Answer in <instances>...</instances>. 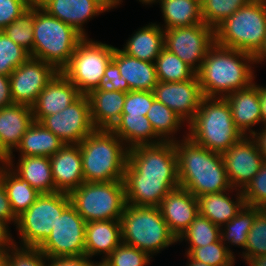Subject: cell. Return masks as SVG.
<instances>
[{"label": "cell", "instance_id": "obj_2", "mask_svg": "<svg viewBox=\"0 0 266 266\" xmlns=\"http://www.w3.org/2000/svg\"><path fill=\"white\" fill-rule=\"evenodd\" d=\"M254 67L253 55L214 43L196 72L203 96L224 98L250 86Z\"/></svg>", "mask_w": 266, "mask_h": 266}, {"label": "cell", "instance_id": "obj_15", "mask_svg": "<svg viewBox=\"0 0 266 266\" xmlns=\"http://www.w3.org/2000/svg\"><path fill=\"white\" fill-rule=\"evenodd\" d=\"M57 73L51 65L30 57L9 76L13 103L32 107Z\"/></svg>", "mask_w": 266, "mask_h": 266}, {"label": "cell", "instance_id": "obj_41", "mask_svg": "<svg viewBox=\"0 0 266 266\" xmlns=\"http://www.w3.org/2000/svg\"><path fill=\"white\" fill-rule=\"evenodd\" d=\"M30 53L0 31V74H10L30 58Z\"/></svg>", "mask_w": 266, "mask_h": 266}, {"label": "cell", "instance_id": "obj_5", "mask_svg": "<svg viewBox=\"0 0 266 266\" xmlns=\"http://www.w3.org/2000/svg\"><path fill=\"white\" fill-rule=\"evenodd\" d=\"M187 127L189 138L219 154L226 152L243 137L234 124L230 105L220 97H204Z\"/></svg>", "mask_w": 266, "mask_h": 266}, {"label": "cell", "instance_id": "obj_37", "mask_svg": "<svg viewBox=\"0 0 266 266\" xmlns=\"http://www.w3.org/2000/svg\"><path fill=\"white\" fill-rule=\"evenodd\" d=\"M221 227L213 224L208 218L198 214L194 221L188 226L178 238V242L184 240L188 248L207 246L221 239Z\"/></svg>", "mask_w": 266, "mask_h": 266}, {"label": "cell", "instance_id": "obj_50", "mask_svg": "<svg viewBox=\"0 0 266 266\" xmlns=\"http://www.w3.org/2000/svg\"><path fill=\"white\" fill-rule=\"evenodd\" d=\"M0 219L6 221L9 225L14 223L16 226L17 217L11 210L7 192L1 182V167H0ZM12 222V223H11Z\"/></svg>", "mask_w": 266, "mask_h": 266}, {"label": "cell", "instance_id": "obj_36", "mask_svg": "<svg viewBox=\"0 0 266 266\" xmlns=\"http://www.w3.org/2000/svg\"><path fill=\"white\" fill-rule=\"evenodd\" d=\"M154 64L158 81L161 82H183L196 75V71L192 67L165 47Z\"/></svg>", "mask_w": 266, "mask_h": 266}, {"label": "cell", "instance_id": "obj_45", "mask_svg": "<svg viewBox=\"0 0 266 266\" xmlns=\"http://www.w3.org/2000/svg\"><path fill=\"white\" fill-rule=\"evenodd\" d=\"M245 205L266 209V161L242 190Z\"/></svg>", "mask_w": 266, "mask_h": 266}, {"label": "cell", "instance_id": "obj_55", "mask_svg": "<svg viewBox=\"0 0 266 266\" xmlns=\"http://www.w3.org/2000/svg\"><path fill=\"white\" fill-rule=\"evenodd\" d=\"M11 154L3 146L0 138V167L7 166L11 160Z\"/></svg>", "mask_w": 266, "mask_h": 266}, {"label": "cell", "instance_id": "obj_31", "mask_svg": "<svg viewBox=\"0 0 266 266\" xmlns=\"http://www.w3.org/2000/svg\"><path fill=\"white\" fill-rule=\"evenodd\" d=\"M161 8L164 30L177 27H190L204 23L201 0H157Z\"/></svg>", "mask_w": 266, "mask_h": 266}, {"label": "cell", "instance_id": "obj_18", "mask_svg": "<svg viewBox=\"0 0 266 266\" xmlns=\"http://www.w3.org/2000/svg\"><path fill=\"white\" fill-rule=\"evenodd\" d=\"M48 14L73 27L83 37H88L85 23L113 9L106 0H35Z\"/></svg>", "mask_w": 266, "mask_h": 266}, {"label": "cell", "instance_id": "obj_34", "mask_svg": "<svg viewBox=\"0 0 266 266\" xmlns=\"http://www.w3.org/2000/svg\"><path fill=\"white\" fill-rule=\"evenodd\" d=\"M262 208L244 206L240 212L228 223L221 227V241L227 246L228 250L234 255L231 245L240 247L242 251L247 243V236L256 218V215ZM228 244V245H227Z\"/></svg>", "mask_w": 266, "mask_h": 266}, {"label": "cell", "instance_id": "obj_59", "mask_svg": "<svg viewBox=\"0 0 266 266\" xmlns=\"http://www.w3.org/2000/svg\"><path fill=\"white\" fill-rule=\"evenodd\" d=\"M6 251L0 250V266H5Z\"/></svg>", "mask_w": 266, "mask_h": 266}, {"label": "cell", "instance_id": "obj_53", "mask_svg": "<svg viewBox=\"0 0 266 266\" xmlns=\"http://www.w3.org/2000/svg\"><path fill=\"white\" fill-rule=\"evenodd\" d=\"M260 131H255L252 138L256 141L258 149L262 154L264 161H266V126H262Z\"/></svg>", "mask_w": 266, "mask_h": 266}, {"label": "cell", "instance_id": "obj_22", "mask_svg": "<svg viewBox=\"0 0 266 266\" xmlns=\"http://www.w3.org/2000/svg\"><path fill=\"white\" fill-rule=\"evenodd\" d=\"M224 98L230 105L236 128L243 136H252L255 132L253 127L262 123L258 84L254 81L250 86Z\"/></svg>", "mask_w": 266, "mask_h": 266}, {"label": "cell", "instance_id": "obj_28", "mask_svg": "<svg viewBox=\"0 0 266 266\" xmlns=\"http://www.w3.org/2000/svg\"><path fill=\"white\" fill-rule=\"evenodd\" d=\"M8 166L21 178L27 180L40 194L55 193L50 157L46 156H19L15 165L13 158Z\"/></svg>", "mask_w": 266, "mask_h": 266}, {"label": "cell", "instance_id": "obj_42", "mask_svg": "<svg viewBox=\"0 0 266 266\" xmlns=\"http://www.w3.org/2000/svg\"><path fill=\"white\" fill-rule=\"evenodd\" d=\"M241 258L247 259L266 254V209H262L252 224L247 236V243Z\"/></svg>", "mask_w": 266, "mask_h": 266}, {"label": "cell", "instance_id": "obj_56", "mask_svg": "<svg viewBox=\"0 0 266 266\" xmlns=\"http://www.w3.org/2000/svg\"><path fill=\"white\" fill-rule=\"evenodd\" d=\"M255 65L266 62V37L260 50L254 55ZM264 62V63H263Z\"/></svg>", "mask_w": 266, "mask_h": 266}, {"label": "cell", "instance_id": "obj_51", "mask_svg": "<svg viewBox=\"0 0 266 266\" xmlns=\"http://www.w3.org/2000/svg\"><path fill=\"white\" fill-rule=\"evenodd\" d=\"M10 79L9 76L0 74V108L12 105Z\"/></svg>", "mask_w": 266, "mask_h": 266}, {"label": "cell", "instance_id": "obj_1", "mask_svg": "<svg viewBox=\"0 0 266 266\" xmlns=\"http://www.w3.org/2000/svg\"><path fill=\"white\" fill-rule=\"evenodd\" d=\"M123 183L126 204L158 207L170 191L180 186L174 142L129 149Z\"/></svg>", "mask_w": 266, "mask_h": 266}, {"label": "cell", "instance_id": "obj_6", "mask_svg": "<svg viewBox=\"0 0 266 266\" xmlns=\"http://www.w3.org/2000/svg\"><path fill=\"white\" fill-rule=\"evenodd\" d=\"M120 225L122 242L146 252L151 258L178 243L158 207L126 204Z\"/></svg>", "mask_w": 266, "mask_h": 266}, {"label": "cell", "instance_id": "obj_3", "mask_svg": "<svg viewBox=\"0 0 266 266\" xmlns=\"http://www.w3.org/2000/svg\"><path fill=\"white\" fill-rule=\"evenodd\" d=\"M180 187L195 197L230 190L222 154L212 152L187 136L174 142Z\"/></svg>", "mask_w": 266, "mask_h": 266}, {"label": "cell", "instance_id": "obj_13", "mask_svg": "<svg viewBox=\"0 0 266 266\" xmlns=\"http://www.w3.org/2000/svg\"><path fill=\"white\" fill-rule=\"evenodd\" d=\"M214 43V29L205 23L164 30V47L196 72Z\"/></svg>", "mask_w": 266, "mask_h": 266}, {"label": "cell", "instance_id": "obj_17", "mask_svg": "<svg viewBox=\"0 0 266 266\" xmlns=\"http://www.w3.org/2000/svg\"><path fill=\"white\" fill-rule=\"evenodd\" d=\"M155 99L176 113L186 126L194 119L204 98L197 74L183 82H161L154 88Z\"/></svg>", "mask_w": 266, "mask_h": 266}, {"label": "cell", "instance_id": "obj_7", "mask_svg": "<svg viewBox=\"0 0 266 266\" xmlns=\"http://www.w3.org/2000/svg\"><path fill=\"white\" fill-rule=\"evenodd\" d=\"M33 58L51 65L57 72L67 66L84 38L73 27L53 17L35 2Z\"/></svg>", "mask_w": 266, "mask_h": 266}, {"label": "cell", "instance_id": "obj_32", "mask_svg": "<svg viewBox=\"0 0 266 266\" xmlns=\"http://www.w3.org/2000/svg\"><path fill=\"white\" fill-rule=\"evenodd\" d=\"M65 143L41 123L34 121L23 135L18 148V156H46L51 157L59 151Z\"/></svg>", "mask_w": 266, "mask_h": 266}, {"label": "cell", "instance_id": "obj_60", "mask_svg": "<svg viewBox=\"0 0 266 266\" xmlns=\"http://www.w3.org/2000/svg\"><path fill=\"white\" fill-rule=\"evenodd\" d=\"M109 4L112 5L113 9L117 8L120 4H122L121 2H123V0H106Z\"/></svg>", "mask_w": 266, "mask_h": 266}, {"label": "cell", "instance_id": "obj_12", "mask_svg": "<svg viewBox=\"0 0 266 266\" xmlns=\"http://www.w3.org/2000/svg\"><path fill=\"white\" fill-rule=\"evenodd\" d=\"M86 221L70 203L52 228L51 235L39 247L46 257L85 254Z\"/></svg>", "mask_w": 266, "mask_h": 266}, {"label": "cell", "instance_id": "obj_52", "mask_svg": "<svg viewBox=\"0 0 266 266\" xmlns=\"http://www.w3.org/2000/svg\"><path fill=\"white\" fill-rule=\"evenodd\" d=\"M9 228V224L0 219V250L6 251L16 245Z\"/></svg>", "mask_w": 266, "mask_h": 266}, {"label": "cell", "instance_id": "obj_40", "mask_svg": "<svg viewBox=\"0 0 266 266\" xmlns=\"http://www.w3.org/2000/svg\"><path fill=\"white\" fill-rule=\"evenodd\" d=\"M250 0H201L204 23L215 29Z\"/></svg>", "mask_w": 266, "mask_h": 266}, {"label": "cell", "instance_id": "obj_19", "mask_svg": "<svg viewBox=\"0 0 266 266\" xmlns=\"http://www.w3.org/2000/svg\"><path fill=\"white\" fill-rule=\"evenodd\" d=\"M161 216L178 239L198 215L197 198L187 189L170 191L158 206Z\"/></svg>", "mask_w": 266, "mask_h": 266}, {"label": "cell", "instance_id": "obj_46", "mask_svg": "<svg viewBox=\"0 0 266 266\" xmlns=\"http://www.w3.org/2000/svg\"><path fill=\"white\" fill-rule=\"evenodd\" d=\"M154 100L152 91H129L126 93L122 114L146 116Z\"/></svg>", "mask_w": 266, "mask_h": 266}, {"label": "cell", "instance_id": "obj_9", "mask_svg": "<svg viewBox=\"0 0 266 266\" xmlns=\"http://www.w3.org/2000/svg\"><path fill=\"white\" fill-rule=\"evenodd\" d=\"M71 204L87 222L120 220L126 205L123 180L84 182L69 193Z\"/></svg>", "mask_w": 266, "mask_h": 266}, {"label": "cell", "instance_id": "obj_47", "mask_svg": "<svg viewBox=\"0 0 266 266\" xmlns=\"http://www.w3.org/2000/svg\"><path fill=\"white\" fill-rule=\"evenodd\" d=\"M35 0H0V31L17 19Z\"/></svg>", "mask_w": 266, "mask_h": 266}, {"label": "cell", "instance_id": "obj_35", "mask_svg": "<svg viewBox=\"0 0 266 266\" xmlns=\"http://www.w3.org/2000/svg\"><path fill=\"white\" fill-rule=\"evenodd\" d=\"M146 116L154 132L163 142L178 141L175 135L186 124L176 113L156 99L153 101Z\"/></svg>", "mask_w": 266, "mask_h": 266}, {"label": "cell", "instance_id": "obj_24", "mask_svg": "<svg viewBox=\"0 0 266 266\" xmlns=\"http://www.w3.org/2000/svg\"><path fill=\"white\" fill-rule=\"evenodd\" d=\"M87 96L95 129L111 130L120 120L126 93L100 87L92 90Z\"/></svg>", "mask_w": 266, "mask_h": 266}, {"label": "cell", "instance_id": "obj_23", "mask_svg": "<svg viewBox=\"0 0 266 266\" xmlns=\"http://www.w3.org/2000/svg\"><path fill=\"white\" fill-rule=\"evenodd\" d=\"M234 190L236 198L231 197L233 194H229L233 193ZM196 198L198 214L208 218L219 227L228 223L245 206L242 190L235 188L219 193L204 194Z\"/></svg>", "mask_w": 266, "mask_h": 266}, {"label": "cell", "instance_id": "obj_27", "mask_svg": "<svg viewBox=\"0 0 266 266\" xmlns=\"http://www.w3.org/2000/svg\"><path fill=\"white\" fill-rule=\"evenodd\" d=\"M120 220H99L86 223L85 254L92 258L102 255L106 258L120 243Z\"/></svg>", "mask_w": 266, "mask_h": 266}, {"label": "cell", "instance_id": "obj_10", "mask_svg": "<svg viewBox=\"0 0 266 266\" xmlns=\"http://www.w3.org/2000/svg\"><path fill=\"white\" fill-rule=\"evenodd\" d=\"M70 203L68 193L40 194L29 209L17 217L16 230L20 242L15 240V244L39 248L51 235L52 228Z\"/></svg>", "mask_w": 266, "mask_h": 266}, {"label": "cell", "instance_id": "obj_39", "mask_svg": "<svg viewBox=\"0 0 266 266\" xmlns=\"http://www.w3.org/2000/svg\"><path fill=\"white\" fill-rule=\"evenodd\" d=\"M187 260L203 262L210 266H234L235 255H233L221 239L215 243L196 248H186Z\"/></svg>", "mask_w": 266, "mask_h": 266}, {"label": "cell", "instance_id": "obj_14", "mask_svg": "<svg viewBox=\"0 0 266 266\" xmlns=\"http://www.w3.org/2000/svg\"><path fill=\"white\" fill-rule=\"evenodd\" d=\"M39 123L65 144H79L95 130L87 95H81L64 110L44 117Z\"/></svg>", "mask_w": 266, "mask_h": 266}, {"label": "cell", "instance_id": "obj_38", "mask_svg": "<svg viewBox=\"0 0 266 266\" xmlns=\"http://www.w3.org/2000/svg\"><path fill=\"white\" fill-rule=\"evenodd\" d=\"M35 1L2 31L17 45L23 47L33 58Z\"/></svg>", "mask_w": 266, "mask_h": 266}, {"label": "cell", "instance_id": "obj_8", "mask_svg": "<svg viewBox=\"0 0 266 266\" xmlns=\"http://www.w3.org/2000/svg\"><path fill=\"white\" fill-rule=\"evenodd\" d=\"M215 43L255 55L266 37V0H250L214 29Z\"/></svg>", "mask_w": 266, "mask_h": 266}, {"label": "cell", "instance_id": "obj_44", "mask_svg": "<svg viewBox=\"0 0 266 266\" xmlns=\"http://www.w3.org/2000/svg\"><path fill=\"white\" fill-rule=\"evenodd\" d=\"M47 257L39 248L15 245L6 250L5 266H46Z\"/></svg>", "mask_w": 266, "mask_h": 266}, {"label": "cell", "instance_id": "obj_11", "mask_svg": "<svg viewBox=\"0 0 266 266\" xmlns=\"http://www.w3.org/2000/svg\"><path fill=\"white\" fill-rule=\"evenodd\" d=\"M116 47L84 37L77 45L68 66L62 73L82 95L103 87L107 65L112 61Z\"/></svg>", "mask_w": 266, "mask_h": 266}, {"label": "cell", "instance_id": "obj_16", "mask_svg": "<svg viewBox=\"0 0 266 266\" xmlns=\"http://www.w3.org/2000/svg\"><path fill=\"white\" fill-rule=\"evenodd\" d=\"M222 156L229 183L239 190L246 187L265 162L252 136H243Z\"/></svg>", "mask_w": 266, "mask_h": 266}, {"label": "cell", "instance_id": "obj_26", "mask_svg": "<svg viewBox=\"0 0 266 266\" xmlns=\"http://www.w3.org/2000/svg\"><path fill=\"white\" fill-rule=\"evenodd\" d=\"M34 122L32 107L12 104L0 108V138L12 155L21 143L23 135Z\"/></svg>", "mask_w": 266, "mask_h": 266}, {"label": "cell", "instance_id": "obj_21", "mask_svg": "<svg viewBox=\"0 0 266 266\" xmlns=\"http://www.w3.org/2000/svg\"><path fill=\"white\" fill-rule=\"evenodd\" d=\"M55 192L70 193L84 183L79 144H65L50 157Z\"/></svg>", "mask_w": 266, "mask_h": 266}, {"label": "cell", "instance_id": "obj_4", "mask_svg": "<svg viewBox=\"0 0 266 266\" xmlns=\"http://www.w3.org/2000/svg\"><path fill=\"white\" fill-rule=\"evenodd\" d=\"M79 146L85 182L123 180L129 149L111 130L95 129Z\"/></svg>", "mask_w": 266, "mask_h": 266}, {"label": "cell", "instance_id": "obj_48", "mask_svg": "<svg viewBox=\"0 0 266 266\" xmlns=\"http://www.w3.org/2000/svg\"><path fill=\"white\" fill-rule=\"evenodd\" d=\"M103 87L111 91H122L128 93L130 90L126 79L119 73L118 66L111 61L105 70L103 78Z\"/></svg>", "mask_w": 266, "mask_h": 266}, {"label": "cell", "instance_id": "obj_25", "mask_svg": "<svg viewBox=\"0 0 266 266\" xmlns=\"http://www.w3.org/2000/svg\"><path fill=\"white\" fill-rule=\"evenodd\" d=\"M112 61L118 66L120 75L124 76L131 91H154L158 78L153 62L131 57L117 47Z\"/></svg>", "mask_w": 266, "mask_h": 266}, {"label": "cell", "instance_id": "obj_54", "mask_svg": "<svg viewBox=\"0 0 266 266\" xmlns=\"http://www.w3.org/2000/svg\"><path fill=\"white\" fill-rule=\"evenodd\" d=\"M259 99H260V111H261V126H266V85L263 87L258 84Z\"/></svg>", "mask_w": 266, "mask_h": 266}, {"label": "cell", "instance_id": "obj_29", "mask_svg": "<svg viewBox=\"0 0 266 266\" xmlns=\"http://www.w3.org/2000/svg\"><path fill=\"white\" fill-rule=\"evenodd\" d=\"M126 41L121 49L124 53L154 63L164 48V29L158 23L151 22L138 28Z\"/></svg>", "mask_w": 266, "mask_h": 266}, {"label": "cell", "instance_id": "obj_49", "mask_svg": "<svg viewBox=\"0 0 266 266\" xmlns=\"http://www.w3.org/2000/svg\"><path fill=\"white\" fill-rule=\"evenodd\" d=\"M92 259L86 254L80 256L47 257L46 266H91Z\"/></svg>", "mask_w": 266, "mask_h": 266}, {"label": "cell", "instance_id": "obj_43", "mask_svg": "<svg viewBox=\"0 0 266 266\" xmlns=\"http://www.w3.org/2000/svg\"><path fill=\"white\" fill-rule=\"evenodd\" d=\"M151 259L146 252L123 242L106 257L111 266H147Z\"/></svg>", "mask_w": 266, "mask_h": 266}, {"label": "cell", "instance_id": "obj_57", "mask_svg": "<svg viewBox=\"0 0 266 266\" xmlns=\"http://www.w3.org/2000/svg\"><path fill=\"white\" fill-rule=\"evenodd\" d=\"M91 266H111V264L106 260V258L102 259L101 258V261H95L94 260L92 261L91 263Z\"/></svg>", "mask_w": 266, "mask_h": 266}, {"label": "cell", "instance_id": "obj_20", "mask_svg": "<svg viewBox=\"0 0 266 266\" xmlns=\"http://www.w3.org/2000/svg\"><path fill=\"white\" fill-rule=\"evenodd\" d=\"M82 94L62 73L58 72L39 94L32 106L34 121L58 113L75 102Z\"/></svg>", "mask_w": 266, "mask_h": 266}, {"label": "cell", "instance_id": "obj_33", "mask_svg": "<svg viewBox=\"0 0 266 266\" xmlns=\"http://www.w3.org/2000/svg\"><path fill=\"white\" fill-rule=\"evenodd\" d=\"M1 182L16 217L28 210L40 195L27 180L19 177L8 165L1 167Z\"/></svg>", "mask_w": 266, "mask_h": 266}, {"label": "cell", "instance_id": "obj_30", "mask_svg": "<svg viewBox=\"0 0 266 266\" xmlns=\"http://www.w3.org/2000/svg\"><path fill=\"white\" fill-rule=\"evenodd\" d=\"M111 131L125 143L128 149L163 142L154 132L147 116L121 114L120 120Z\"/></svg>", "mask_w": 266, "mask_h": 266}, {"label": "cell", "instance_id": "obj_58", "mask_svg": "<svg viewBox=\"0 0 266 266\" xmlns=\"http://www.w3.org/2000/svg\"><path fill=\"white\" fill-rule=\"evenodd\" d=\"M186 266H210L207 265L203 262H198V261H194V260H188V262L186 263Z\"/></svg>", "mask_w": 266, "mask_h": 266}, {"label": "cell", "instance_id": "obj_61", "mask_svg": "<svg viewBox=\"0 0 266 266\" xmlns=\"http://www.w3.org/2000/svg\"><path fill=\"white\" fill-rule=\"evenodd\" d=\"M137 1L141 2L143 5L145 4V5H151V6L152 4H156L157 2V0H137Z\"/></svg>", "mask_w": 266, "mask_h": 266}]
</instances>
